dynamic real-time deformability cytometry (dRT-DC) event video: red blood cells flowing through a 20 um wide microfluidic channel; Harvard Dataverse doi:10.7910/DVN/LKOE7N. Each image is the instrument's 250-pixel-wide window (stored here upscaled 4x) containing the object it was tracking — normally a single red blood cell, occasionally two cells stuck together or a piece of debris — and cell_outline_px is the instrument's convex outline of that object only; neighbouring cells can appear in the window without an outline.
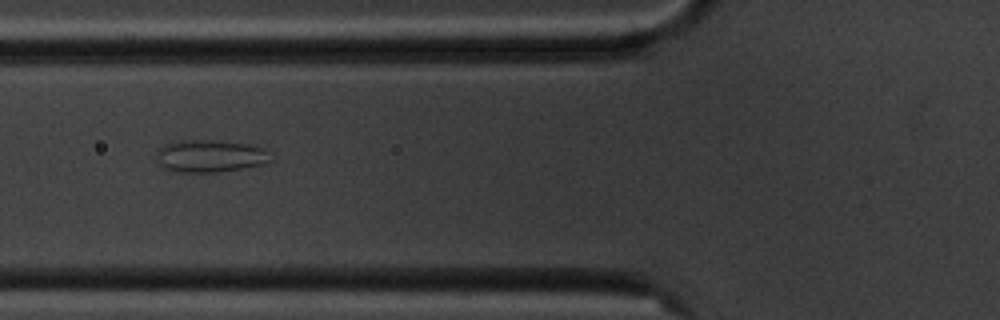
{"species": "common noctule bat (a hibernating species)", "species_latin": "Nyctalus noctula", "temperature_condition": "cold", "stored_images_in_passage": 10, "camera_frame_rate_fps": 3000, "um_per_image_px": 0.085, "animal": {"sex": "male", "body_mass_g": 20.1, "forearm_length_mm": 53.5}, "frame": {"image": 1, "passage_image": 4, "time_ms": 4.333, "image_size_px": [1000, 320], "cell_outline_px": [[272, 160], [264, 164], [244, 168], [220, 172], [180, 172], [164, 168], [156, 160], [156, 152], [164, 144], [176, 140], [212, 140], [248, 144], [264, 148], [268, 152]], "centroid_in_image_um": [17.85, 13.26], "position_along_channel_um": 108.0, "area_um2": 21.73}}
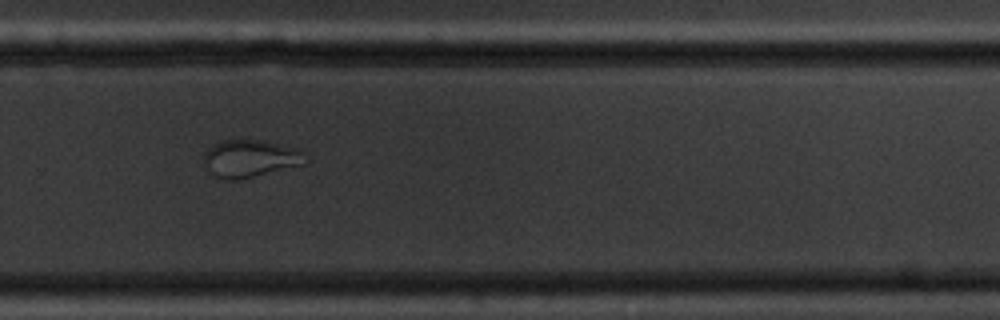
{"frame": {"image": 2, "passage_image": 9, "time_ms": 10.0, "image_size_px": [1000, 320], "cell_outline_px": [[308, 164], [236, 180], [228, 180], [212, 176], [204, 164], [204, 152], [212, 144], [224, 140], [264, 140], [300, 148], [304, 152], [308, 160]], "centroid_in_image_um": [21.31, 13.47], "position_along_channel_um": 308.5, "area_um2": 22.66}}
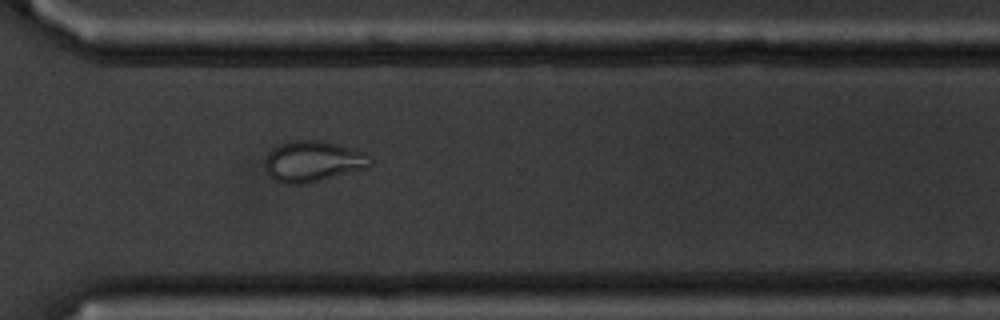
{"frame": {"image": 3, "passage_image": 10, "time_ms": 11.0, "image_size_px": [1000, 320], "cell_outline_px": [[372, 164], [368, 168], [308, 184], [284, 184], [268, 176], [264, 164], [264, 160], [268, 152], [280, 144], [292, 140], [320, 140], [336, 144], [364, 152]], "centroid_in_image_um": [26.56, 13.73], "position_along_channel_um": 344.0, "area_um2": 25.26}}